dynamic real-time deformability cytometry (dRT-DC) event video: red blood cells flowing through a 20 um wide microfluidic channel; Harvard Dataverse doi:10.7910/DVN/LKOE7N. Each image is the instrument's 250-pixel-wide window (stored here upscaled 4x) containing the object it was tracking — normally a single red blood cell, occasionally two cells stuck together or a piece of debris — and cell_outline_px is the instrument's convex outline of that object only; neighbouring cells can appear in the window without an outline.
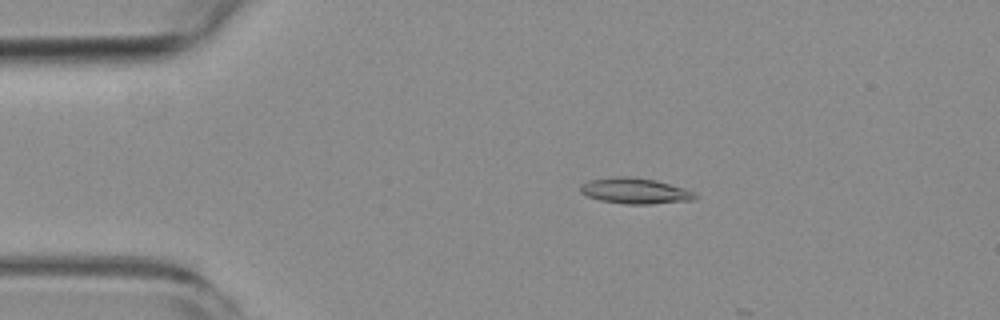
{"species": "common noctule bat (a hibernating species)", "species_latin": "Nyctalus noctula", "temperature_condition": "room temperature", "stored_images_in_passage": 14, "camera_frame_rate_fps": 3000, "um_per_image_px": 0.085, "animal": {"sex": "female", "body_mass_g": 19.3, "forearm_length_mm": 54.1}, "frame": {"image": 1, "passage_image": 10, "time_ms": 3.0, "image_size_px": [1000, 320], "cell_outline_px": [[696, 196], [692, 200], [652, 204], [624, 204], [600, 200], [588, 196], [580, 192], [580, 184], [592, 180], [616, 176], [628, 176], [656, 180], [684, 188], [696, 192]], "centroid_in_image_um": [53.98, 16.22], "position_along_channel_um": 31.0, "area_um2": 17.17}}